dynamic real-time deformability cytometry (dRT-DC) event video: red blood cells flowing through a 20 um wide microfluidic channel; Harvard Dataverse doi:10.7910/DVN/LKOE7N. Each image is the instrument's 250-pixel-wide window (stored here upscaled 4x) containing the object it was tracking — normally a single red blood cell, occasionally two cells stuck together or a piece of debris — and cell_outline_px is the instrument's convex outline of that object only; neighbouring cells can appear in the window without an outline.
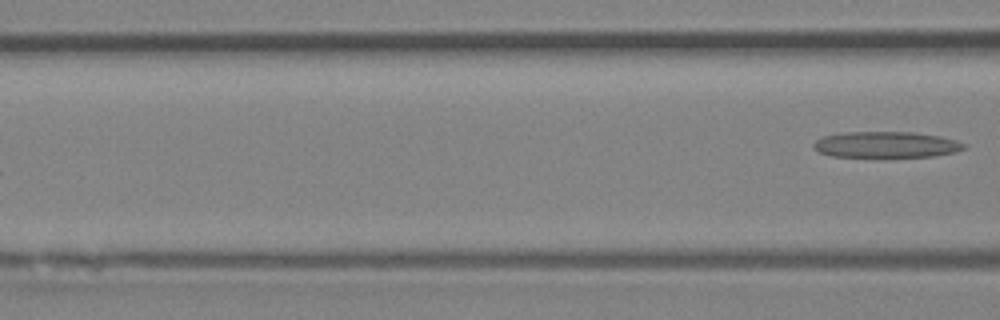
{"species": "Egyptian fruit bat (a non-hibernating species)", "species_latin": "Rousettus aegyptiacus", "temperature_condition": "room temperature", "stored_images_in_passage": 6, "camera_frame_rate_fps": 3000, "um_per_image_px": 0.085, "animal": {"sex": "female"}, "frame": {"image": 1, "passage_image": 6, "time_ms": 6.0, "image_size_px": [1000, 320], "cell_outline_px": [[968, 148], [956, 152], [936, 156], [832, 156], [820, 152], [812, 144], [816, 140], [824, 136], [844, 132], [912, 132], [940, 136], [956, 140], [968, 144]], "centroid_in_image_um": [75.41, 12.28], "position_along_channel_um": 91.2, "area_um2": 22.72}}